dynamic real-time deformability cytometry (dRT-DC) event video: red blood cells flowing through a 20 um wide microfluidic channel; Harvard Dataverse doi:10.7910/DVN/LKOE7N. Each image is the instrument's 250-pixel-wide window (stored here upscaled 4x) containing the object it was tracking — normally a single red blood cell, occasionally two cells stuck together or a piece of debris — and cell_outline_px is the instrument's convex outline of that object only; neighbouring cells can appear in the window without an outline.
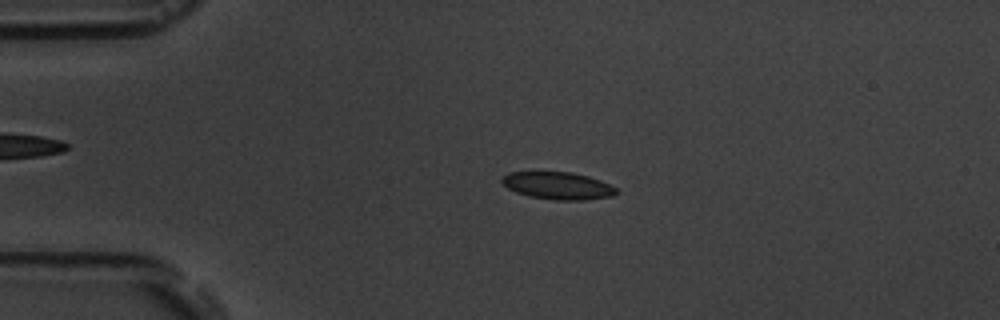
{"species": "common noctule bat (a hibernating species)", "species_latin": "Nyctalus noctula", "temperature_condition": "room temperature", "stored_images_in_passage": 4, "camera_frame_rate_fps": 3000, "um_per_image_px": 0.085, "animal": {"sex": "male", "body_mass_g": 19.5, "forearm_length_mm": 54.6}, "frame": {"image": 1, "passage_image": 3, "time_ms": 2.333, "image_size_px": [1000, 320], "cell_outline_px": [[620, 192], [612, 196], [584, 200], [556, 200], [528, 196], [516, 192], [508, 188], [500, 180], [500, 176], [508, 172], [572, 172], [588, 176], [600, 180], [616, 188]], "centroid_in_image_um": [47.4, 15.78], "position_along_channel_um": 37.6, "area_um2": 18.32}}